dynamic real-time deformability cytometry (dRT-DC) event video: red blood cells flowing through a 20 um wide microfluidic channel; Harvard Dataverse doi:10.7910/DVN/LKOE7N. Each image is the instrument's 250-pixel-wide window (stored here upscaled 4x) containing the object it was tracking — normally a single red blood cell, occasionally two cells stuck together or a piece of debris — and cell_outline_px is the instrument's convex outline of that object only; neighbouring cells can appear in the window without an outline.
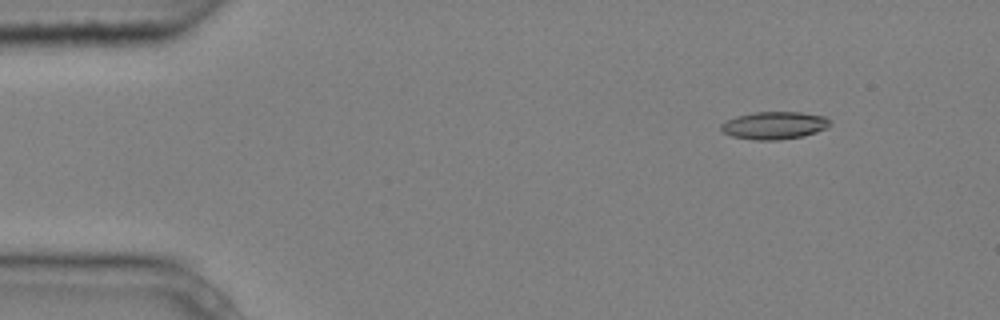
{"species": "common noctule bat (a hibernating species)", "species_latin": "Nyctalus noctula", "temperature_condition": "cold", "stored_images_in_passage": 5, "camera_frame_rate_fps": 3000, "um_per_image_px": 0.085, "animal": {"sex": "male", "body_mass_g": 20.4}, "frame": {"image": 1, "passage_image": 2, "time_ms": 0.333, "image_size_px": [1000, 320], "cell_outline_px": [[832, 124], [828, 128], [804, 136], [780, 140], [752, 140], [732, 136], [724, 132], [720, 128], [720, 124], [736, 116], [756, 112], [800, 112], [824, 116], [832, 120]], "centroid_in_image_um": [65.86, 10.66], "position_along_channel_um": 19.1, "area_um2": 17.69}}
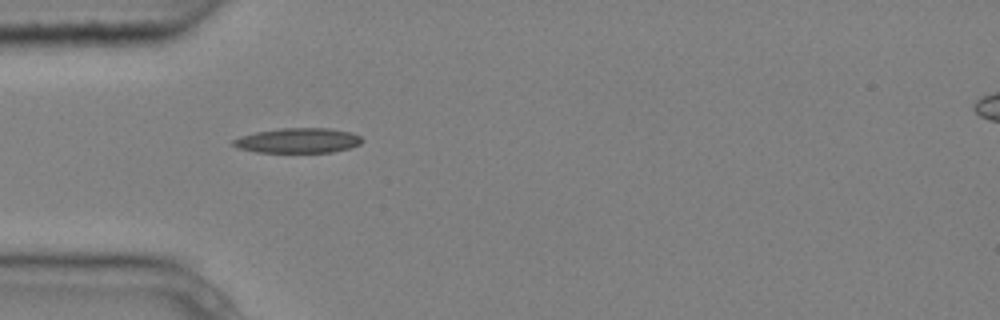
{"frame": {"image": 2, "passage_image": 4, "time_ms": 1.0, "image_size_px": [1000, 320], "cell_outline_px": [[364, 140], [360, 144], [348, 148], [332, 152], [256, 152], [240, 148], [232, 144], [232, 140], [240, 136], [256, 132], [280, 128], [328, 128], [352, 132], [360, 136]], "centroid_in_image_um": [25.35, 11.94], "position_along_channel_um": 59.7, "area_um2": 18.67}}
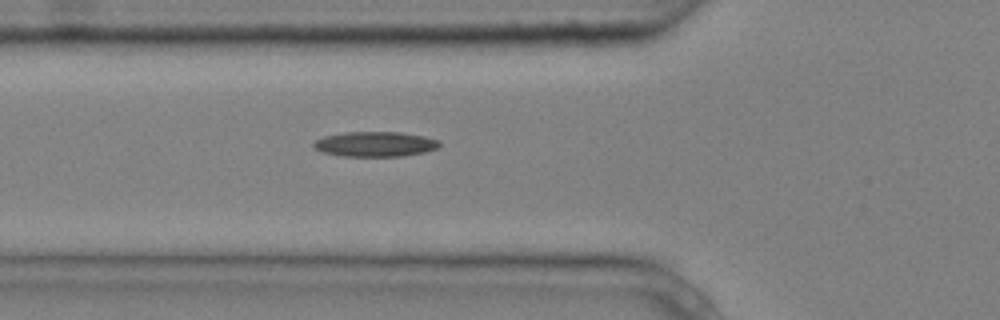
{"frame": {"image": 3, "passage_image": 5, "time_ms": 1.333, "image_size_px": [1000, 320], "cell_outline_px": [[440, 144], [436, 148], [424, 152], [400, 156], [344, 156], [324, 152], [312, 148], [312, 144], [316, 140], [324, 136], [344, 132], [400, 132], [424, 136], [440, 140]], "centroid_in_image_um": [31.87, 12.24], "position_along_channel_um": 93.9, "area_um2": 18.26}}